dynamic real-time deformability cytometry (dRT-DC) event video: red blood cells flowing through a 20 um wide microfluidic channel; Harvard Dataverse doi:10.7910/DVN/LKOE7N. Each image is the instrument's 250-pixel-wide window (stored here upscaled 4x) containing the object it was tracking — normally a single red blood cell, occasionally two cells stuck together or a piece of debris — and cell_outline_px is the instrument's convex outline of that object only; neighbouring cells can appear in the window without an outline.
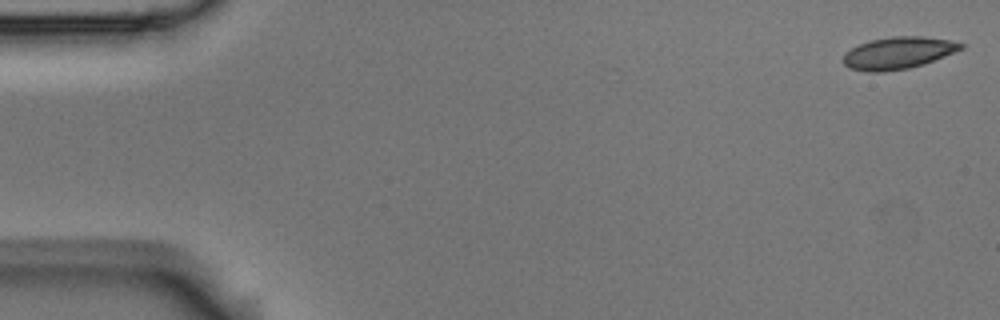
{"species": "Egyptian fruit bat (a non-hibernating species)", "species_latin": "Rousettus aegyptiacus", "temperature_condition": "room temperature", "stored_images_in_passage": 53, "camera_frame_rate_fps": 3000, "um_per_image_px": 0.085, "animal": {"sex": "male"}, "frame": {"image": 1, "passage_image": 1, "time_ms": 0.0, "image_size_px": [1000, 320], "cell_outline_px": [[964, 48], [924, 64], [908, 68], [884, 72], [868, 72], [848, 68], [844, 64], [844, 52], [868, 40], [892, 36], [924, 36], [948, 40], [964, 44]], "centroid_in_image_um": [76.32, 4.5], "position_along_channel_um": 8.7, "area_um2": 21.96}}
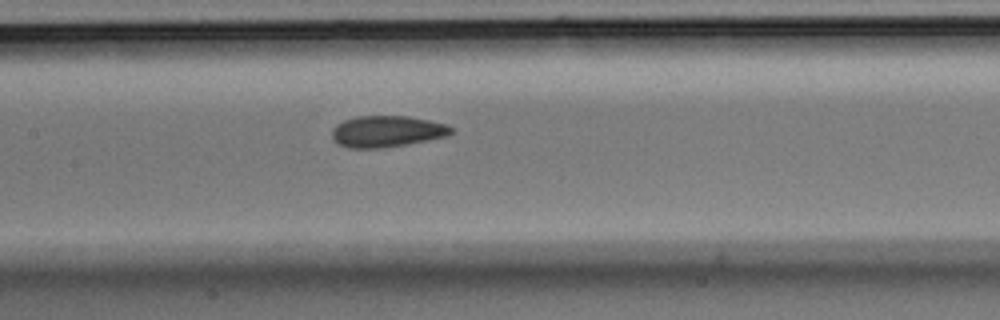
{"frame": {"image": 2, "passage_image": 25, "time_ms": 8.0, "image_size_px": [1000, 320], "cell_outline_px": [[456, 132], [444, 136], [428, 140], [408, 144], [384, 148], [348, 148], [336, 144], [332, 140], [332, 128], [336, 124], [344, 120], [356, 116], [408, 116], [428, 120], [444, 124], [452, 128]], "centroid_in_image_um": [32.83, 11.18], "position_along_channel_um": 174.6, "area_um2": 21.96}}
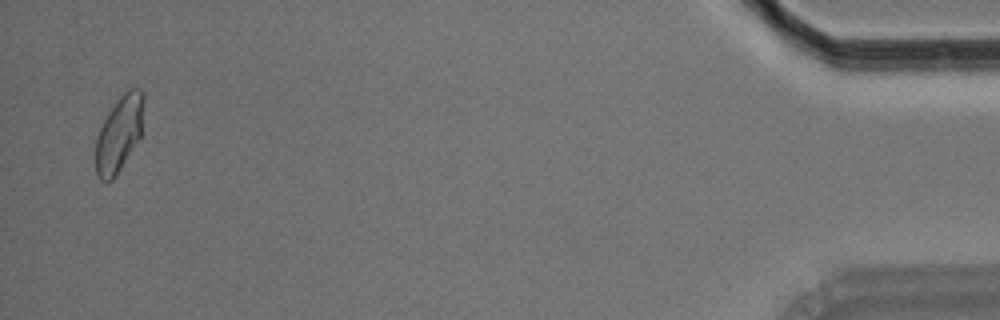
{"frame": {"image": 3, "passage_image": 52, "time_ms": 17.0, "image_size_px": [1000, 320], "cell_outline_px": [[144, 100], [140, 136], [116, 176], [112, 180], [100, 180], [96, 176], [96, 140], [100, 128], [108, 112], [116, 100], [128, 88], [140, 88], [144, 92]], "centroid_in_image_um": [10.13, 11.34], "position_along_channel_um": 425.1, "area_um2": 21.04}, "authors_computed_cell_mechanics": {"area_um2": 21.7328, "velocity_mm_per_s": 3.7432, "shape_relaxation_time_tau1_ms": 6.7622, "shape_relaxation_time_tau2_ms": 1.6048, "deformation_change_tau1": 0.1381, "deformation_change_tau2": 0.0456}}